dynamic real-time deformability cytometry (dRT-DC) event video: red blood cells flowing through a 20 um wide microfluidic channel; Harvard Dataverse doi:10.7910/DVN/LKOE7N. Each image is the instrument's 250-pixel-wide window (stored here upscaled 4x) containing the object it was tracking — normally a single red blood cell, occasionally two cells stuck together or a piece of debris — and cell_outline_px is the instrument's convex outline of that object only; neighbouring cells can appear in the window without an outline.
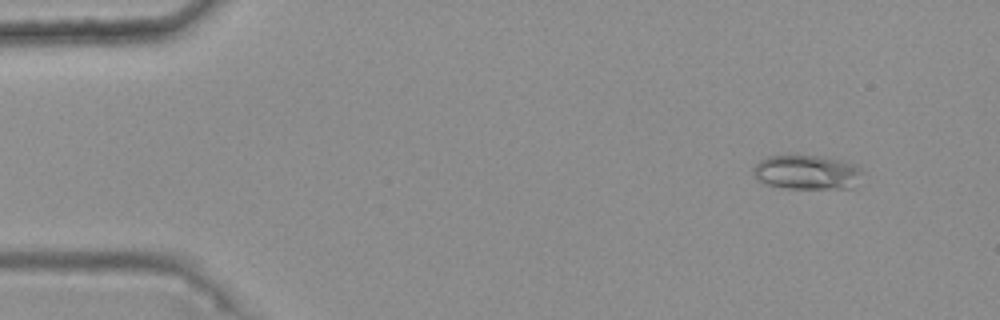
{"species": "common noctule bat (a hibernating species)", "species_latin": "Nyctalus noctula", "temperature_condition": "warm", "stored_images_in_passage": 44, "camera_frame_rate_fps": 3000, "um_per_image_px": 0.085, "animal": {"sex": "female", "body_mass_g": 25.1}, "frame": {"image": 1, "passage_image": 1, "time_ms": 0.0, "image_size_px": [1000, 320], "cell_outline_px": [[864, 172], [852, 188], [788, 188], [768, 184], [756, 180], [752, 172], [752, 168], [760, 160], [768, 156], [820, 156], [844, 160], [856, 164]], "centroid_in_image_um": [68.59, 14.64], "position_along_channel_um": 16.4, "area_um2": 21.91}}
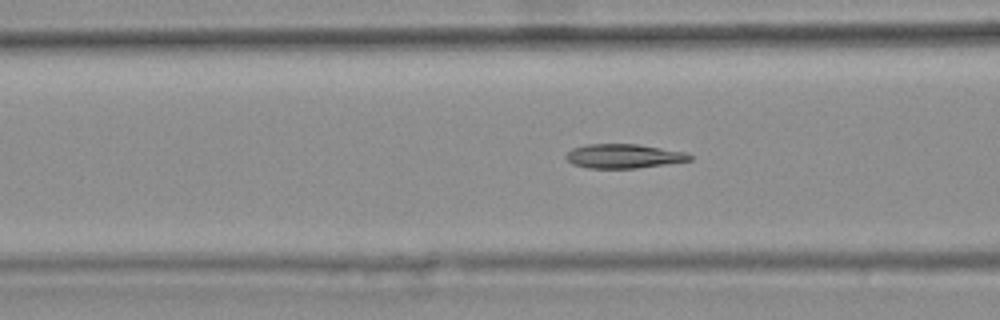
{"frame": {"image": 2, "passage_image": 17, "time_ms": 5.333, "image_size_px": [1000, 320], "cell_outline_px": [[692, 160], [636, 168], [588, 168], [572, 164], [564, 156], [572, 148], [588, 144], [636, 144], [684, 152], [692, 156]], "centroid_in_image_um": [52.96, 13.27], "position_along_channel_um": 113.6, "area_um2": 17.22}}
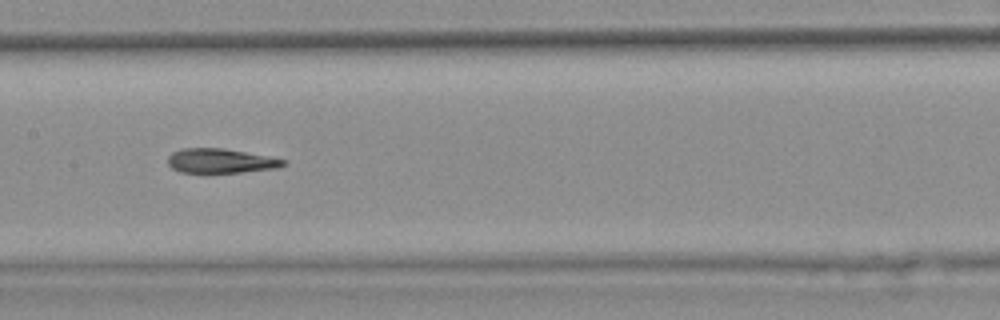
{"frame": {"image": 3, "passage_image": 23, "time_ms": 7.333, "image_size_px": [1000, 320], "cell_outline_px": [[288, 160], [284, 164], [276, 168], [240, 172], [180, 172], [172, 168], [168, 164], [168, 156], [172, 152], [180, 148], [224, 148], [268, 156]], "centroid_in_image_um": [18.72, 13.66], "position_along_channel_um": 188.7, "area_um2": 16.36}, "authors_computed_cell_mechanics": {"area_um2": 17.6868, "velocity_mm_per_s": 3.7545, "shape_relaxation_time_tau1_ms": null, "shape_relaxation_time_tau2_ms": 7.1539, "deformation_change_tau1": null, "deformation_change_tau2": 0.1233}}